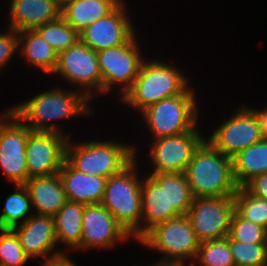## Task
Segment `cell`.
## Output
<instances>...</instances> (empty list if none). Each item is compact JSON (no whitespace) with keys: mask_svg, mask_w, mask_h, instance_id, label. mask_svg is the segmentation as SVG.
<instances>
[{"mask_svg":"<svg viewBox=\"0 0 267 266\" xmlns=\"http://www.w3.org/2000/svg\"><path fill=\"white\" fill-rule=\"evenodd\" d=\"M132 238L102 204L85 205L82 218L81 250L111 249ZM114 246V247H113Z\"/></svg>","mask_w":267,"mask_h":266,"instance_id":"9a60e30c","label":"cell"},{"mask_svg":"<svg viewBox=\"0 0 267 266\" xmlns=\"http://www.w3.org/2000/svg\"><path fill=\"white\" fill-rule=\"evenodd\" d=\"M9 27L17 32L35 30L61 17V3L57 0H11Z\"/></svg>","mask_w":267,"mask_h":266,"instance_id":"ac0fdd59","label":"cell"},{"mask_svg":"<svg viewBox=\"0 0 267 266\" xmlns=\"http://www.w3.org/2000/svg\"><path fill=\"white\" fill-rule=\"evenodd\" d=\"M235 212L234 196L194 198L187 217L199 242L226 238Z\"/></svg>","mask_w":267,"mask_h":266,"instance_id":"8fae6325","label":"cell"},{"mask_svg":"<svg viewBox=\"0 0 267 266\" xmlns=\"http://www.w3.org/2000/svg\"><path fill=\"white\" fill-rule=\"evenodd\" d=\"M149 176L157 184H165L166 211L187 215L194 197L185 173H149Z\"/></svg>","mask_w":267,"mask_h":266,"instance_id":"484cf974","label":"cell"},{"mask_svg":"<svg viewBox=\"0 0 267 266\" xmlns=\"http://www.w3.org/2000/svg\"><path fill=\"white\" fill-rule=\"evenodd\" d=\"M59 177L69 201L85 205L101 204L107 178L78 172L66 160L59 171Z\"/></svg>","mask_w":267,"mask_h":266,"instance_id":"d6986e66","label":"cell"},{"mask_svg":"<svg viewBox=\"0 0 267 266\" xmlns=\"http://www.w3.org/2000/svg\"><path fill=\"white\" fill-rule=\"evenodd\" d=\"M28 258H43L44 262L64 250L58 246L53 216L33 214L22 225L13 229Z\"/></svg>","mask_w":267,"mask_h":266,"instance_id":"e0dca14e","label":"cell"},{"mask_svg":"<svg viewBox=\"0 0 267 266\" xmlns=\"http://www.w3.org/2000/svg\"><path fill=\"white\" fill-rule=\"evenodd\" d=\"M139 45L138 37L134 35L125 44L97 52L103 81L102 94L109 93L115 85H119L117 88L121 86L122 98L132 87L144 60Z\"/></svg>","mask_w":267,"mask_h":266,"instance_id":"9c48e42d","label":"cell"},{"mask_svg":"<svg viewBox=\"0 0 267 266\" xmlns=\"http://www.w3.org/2000/svg\"><path fill=\"white\" fill-rule=\"evenodd\" d=\"M198 125L190 132L154 139L149 151L152 173H184L194 152L205 140Z\"/></svg>","mask_w":267,"mask_h":266,"instance_id":"4fadbf2b","label":"cell"},{"mask_svg":"<svg viewBox=\"0 0 267 266\" xmlns=\"http://www.w3.org/2000/svg\"><path fill=\"white\" fill-rule=\"evenodd\" d=\"M28 260L16 233L0 229V266H25Z\"/></svg>","mask_w":267,"mask_h":266,"instance_id":"1f68e13d","label":"cell"},{"mask_svg":"<svg viewBox=\"0 0 267 266\" xmlns=\"http://www.w3.org/2000/svg\"><path fill=\"white\" fill-rule=\"evenodd\" d=\"M52 75H59L65 79L64 81L77 85L78 90L91 101L96 94H102L103 81L97 52L81 40L58 54L57 65Z\"/></svg>","mask_w":267,"mask_h":266,"instance_id":"ba28073f","label":"cell"},{"mask_svg":"<svg viewBox=\"0 0 267 266\" xmlns=\"http://www.w3.org/2000/svg\"><path fill=\"white\" fill-rule=\"evenodd\" d=\"M137 158L121 172L107 179L101 204L110 211L126 232L141 240L142 180L137 175Z\"/></svg>","mask_w":267,"mask_h":266,"instance_id":"277c9868","label":"cell"},{"mask_svg":"<svg viewBox=\"0 0 267 266\" xmlns=\"http://www.w3.org/2000/svg\"><path fill=\"white\" fill-rule=\"evenodd\" d=\"M234 202L235 211L241 217L267 230V200L254 196L245 187H239Z\"/></svg>","mask_w":267,"mask_h":266,"instance_id":"f1b7e54d","label":"cell"},{"mask_svg":"<svg viewBox=\"0 0 267 266\" xmlns=\"http://www.w3.org/2000/svg\"><path fill=\"white\" fill-rule=\"evenodd\" d=\"M84 208L85 204L68 200L53 216L57 242L67 246L68 250L81 251Z\"/></svg>","mask_w":267,"mask_h":266,"instance_id":"603a6c76","label":"cell"},{"mask_svg":"<svg viewBox=\"0 0 267 266\" xmlns=\"http://www.w3.org/2000/svg\"><path fill=\"white\" fill-rule=\"evenodd\" d=\"M142 224L141 239L155 226L176 216L166 211L165 184H157L149 175L142 179Z\"/></svg>","mask_w":267,"mask_h":266,"instance_id":"7402d4cb","label":"cell"},{"mask_svg":"<svg viewBox=\"0 0 267 266\" xmlns=\"http://www.w3.org/2000/svg\"><path fill=\"white\" fill-rule=\"evenodd\" d=\"M195 260L190 266H235L226 238L201 242Z\"/></svg>","mask_w":267,"mask_h":266,"instance_id":"f546056e","label":"cell"},{"mask_svg":"<svg viewBox=\"0 0 267 266\" xmlns=\"http://www.w3.org/2000/svg\"><path fill=\"white\" fill-rule=\"evenodd\" d=\"M184 74L172 64L144 59L132 87L120 99L125 105L142 112L162 99L183 94L190 87Z\"/></svg>","mask_w":267,"mask_h":266,"instance_id":"3957f363","label":"cell"},{"mask_svg":"<svg viewBox=\"0 0 267 266\" xmlns=\"http://www.w3.org/2000/svg\"><path fill=\"white\" fill-rule=\"evenodd\" d=\"M232 162L234 179L239 187H244L255 176L267 173V139L241 150Z\"/></svg>","mask_w":267,"mask_h":266,"instance_id":"d4e9b609","label":"cell"},{"mask_svg":"<svg viewBox=\"0 0 267 266\" xmlns=\"http://www.w3.org/2000/svg\"><path fill=\"white\" fill-rule=\"evenodd\" d=\"M59 3H63V2H65L66 0H57Z\"/></svg>","mask_w":267,"mask_h":266,"instance_id":"f35d334b","label":"cell"},{"mask_svg":"<svg viewBox=\"0 0 267 266\" xmlns=\"http://www.w3.org/2000/svg\"><path fill=\"white\" fill-rule=\"evenodd\" d=\"M186 262H181V261H156V263H153L149 266H186ZM136 266V265H135Z\"/></svg>","mask_w":267,"mask_h":266,"instance_id":"74e56055","label":"cell"},{"mask_svg":"<svg viewBox=\"0 0 267 266\" xmlns=\"http://www.w3.org/2000/svg\"><path fill=\"white\" fill-rule=\"evenodd\" d=\"M123 0H66L61 17L79 34L94 21L111 13Z\"/></svg>","mask_w":267,"mask_h":266,"instance_id":"44dd1931","label":"cell"},{"mask_svg":"<svg viewBox=\"0 0 267 266\" xmlns=\"http://www.w3.org/2000/svg\"><path fill=\"white\" fill-rule=\"evenodd\" d=\"M235 266H267V243H244L226 237Z\"/></svg>","mask_w":267,"mask_h":266,"instance_id":"4dcf8cb0","label":"cell"},{"mask_svg":"<svg viewBox=\"0 0 267 266\" xmlns=\"http://www.w3.org/2000/svg\"><path fill=\"white\" fill-rule=\"evenodd\" d=\"M126 8L122 1L111 13L83 30L79 34L80 40L96 52L127 43L137 35V31L134 30Z\"/></svg>","mask_w":267,"mask_h":266,"instance_id":"2e32d148","label":"cell"},{"mask_svg":"<svg viewBox=\"0 0 267 266\" xmlns=\"http://www.w3.org/2000/svg\"><path fill=\"white\" fill-rule=\"evenodd\" d=\"M35 30L57 54L65 51L80 40L79 33L62 17L54 22L39 26Z\"/></svg>","mask_w":267,"mask_h":266,"instance_id":"83f0119b","label":"cell"},{"mask_svg":"<svg viewBox=\"0 0 267 266\" xmlns=\"http://www.w3.org/2000/svg\"><path fill=\"white\" fill-rule=\"evenodd\" d=\"M244 187L254 196L267 200V173L255 176Z\"/></svg>","mask_w":267,"mask_h":266,"instance_id":"e575fe53","label":"cell"},{"mask_svg":"<svg viewBox=\"0 0 267 266\" xmlns=\"http://www.w3.org/2000/svg\"><path fill=\"white\" fill-rule=\"evenodd\" d=\"M18 34V51L24 59L36 68L47 73L48 76L53 74L58 54L53 48L44 41L36 30H25L17 32Z\"/></svg>","mask_w":267,"mask_h":266,"instance_id":"cb8c5ba5","label":"cell"},{"mask_svg":"<svg viewBox=\"0 0 267 266\" xmlns=\"http://www.w3.org/2000/svg\"><path fill=\"white\" fill-rule=\"evenodd\" d=\"M39 261L42 266H77V264L71 260L69 254L67 255L66 253L51 257L45 262L42 260Z\"/></svg>","mask_w":267,"mask_h":266,"instance_id":"d590c367","label":"cell"},{"mask_svg":"<svg viewBox=\"0 0 267 266\" xmlns=\"http://www.w3.org/2000/svg\"><path fill=\"white\" fill-rule=\"evenodd\" d=\"M67 140L57 132L31 131L25 148L28 179L59 173L66 159Z\"/></svg>","mask_w":267,"mask_h":266,"instance_id":"5bb4252c","label":"cell"},{"mask_svg":"<svg viewBox=\"0 0 267 266\" xmlns=\"http://www.w3.org/2000/svg\"><path fill=\"white\" fill-rule=\"evenodd\" d=\"M229 236L244 243H267V230L241 217L236 211L233 213Z\"/></svg>","mask_w":267,"mask_h":266,"instance_id":"d6a6232c","label":"cell"},{"mask_svg":"<svg viewBox=\"0 0 267 266\" xmlns=\"http://www.w3.org/2000/svg\"><path fill=\"white\" fill-rule=\"evenodd\" d=\"M251 109L255 112L259 120L263 139H267V107L262 110H257V108L256 109L251 108Z\"/></svg>","mask_w":267,"mask_h":266,"instance_id":"8d00e7d4","label":"cell"},{"mask_svg":"<svg viewBox=\"0 0 267 266\" xmlns=\"http://www.w3.org/2000/svg\"><path fill=\"white\" fill-rule=\"evenodd\" d=\"M18 52V34L13 28L8 26V31L0 33V71Z\"/></svg>","mask_w":267,"mask_h":266,"instance_id":"836d02e7","label":"cell"},{"mask_svg":"<svg viewBox=\"0 0 267 266\" xmlns=\"http://www.w3.org/2000/svg\"><path fill=\"white\" fill-rule=\"evenodd\" d=\"M138 243L164 254L163 261H187L194 263L199 240L193 225L185 214L176 215L151 229ZM151 248V249H150Z\"/></svg>","mask_w":267,"mask_h":266,"instance_id":"52a82bcc","label":"cell"},{"mask_svg":"<svg viewBox=\"0 0 267 266\" xmlns=\"http://www.w3.org/2000/svg\"><path fill=\"white\" fill-rule=\"evenodd\" d=\"M206 140L223 155L233 158L263 139L259 120L251 107L242 105Z\"/></svg>","mask_w":267,"mask_h":266,"instance_id":"7c38bea8","label":"cell"},{"mask_svg":"<svg viewBox=\"0 0 267 266\" xmlns=\"http://www.w3.org/2000/svg\"><path fill=\"white\" fill-rule=\"evenodd\" d=\"M74 90L53 87L9 110L32 131L57 132L70 138V134L64 133L53 121L92 114L90 99L78 89Z\"/></svg>","mask_w":267,"mask_h":266,"instance_id":"6da1fadb","label":"cell"},{"mask_svg":"<svg viewBox=\"0 0 267 266\" xmlns=\"http://www.w3.org/2000/svg\"><path fill=\"white\" fill-rule=\"evenodd\" d=\"M196 100L193 88L189 87L183 94L162 99L139 112L153 140L192 131L198 122Z\"/></svg>","mask_w":267,"mask_h":266,"instance_id":"8992f818","label":"cell"},{"mask_svg":"<svg viewBox=\"0 0 267 266\" xmlns=\"http://www.w3.org/2000/svg\"><path fill=\"white\" fill-rule=\"evenodd\" d=\"M14 186L15 192L5 198L3 211L0 214L1 230H13L34 214L26 187L23 184Z\"/></svg>","mask_w":267,"mask_h":266,"instance_id":"4316f807","label":"cell"},{"mask_svg":"<svg viewBox=\"0 0 267 266\" xmlns=\"http://www.w3.org/2000/svg\"><path fill=\"white\" fill-rule=\"evenodd\" d=\"M23 185L28 191L34 214L54 216L68 201L59 173L31 177Z\"/></svg>","mask_w":267,"mask_h":266,"instance_id":"ffe728a7","label":"cell"},{"mask_svg":"<svg viewBox=\"0 0 267 266\" xmlns=\"http://www.w3.org/2000/svg\"><path fill=\"white\" fill-rule=\"evenodd\" d=\"M31 131L9 109L0 115V169L14 185L28 180L25 148Z\"/></svg>","mask_w":267,"mask_h":266,"instance_id":"30bf717a","label":"cell"},{"mask_svg":"<svg viewBox=\"0 0 267 266\" xmlns=\"http://www.w3.org/2000/svg\"><path fill=\"white\" fill-rule=\"evenodd\" d=\"M66 143V161L78 172L109 178L121 172L136 158L135 145L109 141Z\"/></svg>","mask_w":267,"mask_h":266,"instance_id":"5b68a950","label":"cell"},{"mask_svg":"<svg viewBox=\"0 0 267 266\" xmlns=\"http://www.w3.org/2000/svg\"><path fill=\"white\" fill-rule=\"evenodd\" d=\"M184 173L194 198L234 196L239 188L233 175L232 158L223 155L206 139L194 152Z\"/></svg>","mask_w":267,"mask_h":266,"instance_id":"7a4b0ae2","label":"cell"}]
</instances>
